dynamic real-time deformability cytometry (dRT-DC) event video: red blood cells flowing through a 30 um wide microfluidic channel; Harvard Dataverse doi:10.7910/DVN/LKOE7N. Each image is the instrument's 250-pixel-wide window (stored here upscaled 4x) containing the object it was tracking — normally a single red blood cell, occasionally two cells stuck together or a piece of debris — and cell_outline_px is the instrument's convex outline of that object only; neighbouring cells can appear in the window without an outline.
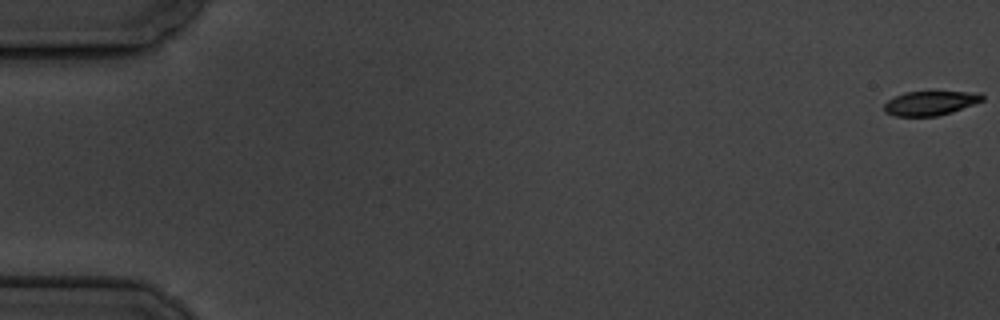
{"species": "common noctule bat (a hibernating species)", "species_latin": "Nyctalus noctula", "temperature_condition": "cold", "stored_images_in_passage": 6, "camera_frame_rate_fps": 3000, "um_per_image_px": 0.085, "animal": {"sex": "male", "body_mass_g": 19.5, "forearm_length_mm": 54.6}, "frame": {"image": 1, "passage_image": 1, "time_ms": 0.0, "image_size_px": [1000, 320], "cell_outline_px": [[984, 100], [952, 112], [936, 116], [896, 116], [884, 112], [884, 104], [888, 100], [904, 92], [980, 92], [984, 96]], "centroid_in_image_um": [79.08, 8.77], "position_along_channel_um": 5.9, "area_um2": 13.81}}
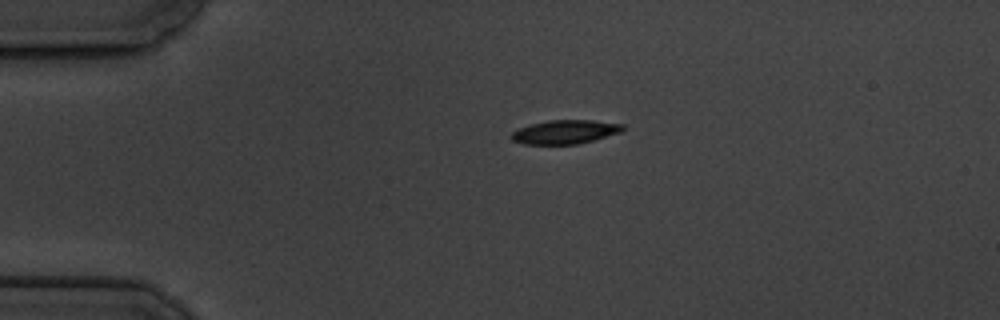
{"frame": {"image": 2, "passage_image": 5, "time_ms": 4.333, "image_size_px": [1000, 320], "cell_outline_px": [[624, 128], [620, 132], [592, 140], [576, 144], [524, 144], [512, 140], [508, 136], [516, 128], [532, 124], [552, 120], [592, 120], [624, 124]], "centroid_in_image_um": [47.98, 11.21], "position_along_channel_um": 37.0, "area_um2": 15.37}}